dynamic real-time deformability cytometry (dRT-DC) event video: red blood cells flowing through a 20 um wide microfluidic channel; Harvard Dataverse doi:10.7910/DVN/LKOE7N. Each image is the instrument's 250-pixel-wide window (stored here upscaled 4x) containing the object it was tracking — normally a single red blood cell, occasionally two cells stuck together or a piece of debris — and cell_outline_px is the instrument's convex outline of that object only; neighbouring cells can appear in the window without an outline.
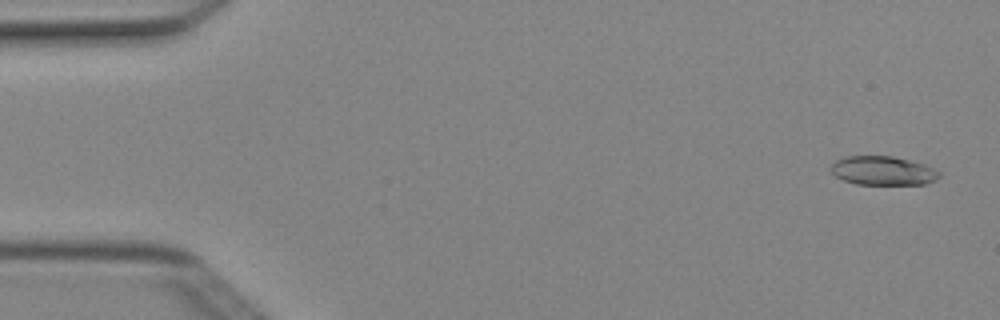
{"species": "Egyptian fruit bat (a non-hibernating species)", "species_latin": "Rousettus aegyptiacus", "temperature_condition": "cold", "stored_images_in_passage": 6, "camera_frame_rate_fps": 3000, "um_per_image_px": 0.085, "animal": {"sex": "female"}, "frame": {"image": 1, "passage_image": 1, "time_ms": 0.0, "image_size_px": [1000, 320], "cell_outline_px": [[940, 176], [936, 180], [924, 184], [856, 184], [844, 180], [836, 176], [828, 168], [836, 160], [844, 156], [892, 156], [924, 164], [940, 172]], "centroid_in_image_um": [75.02, 14.5], "position_along_channel_um": 10.0, "area_um2": 18.21}}
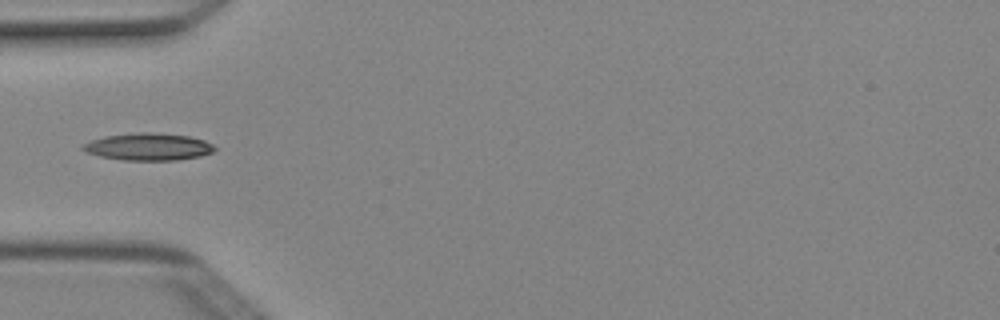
{"frame": {"image": 2, "passage_image": 5, "time_ms": 1.333, "image_size_px": [1000, 320], "cell_outline_px": [[216, 148], [212, 152], [200, 156], [176, 160], [124, 160], [100, 156], [84, 152], [80, 148], [84, 144], [92, 140], [104, 136], [140, 132], [148, 132], [188, 136], [204, 140], [212, 144]], "centroid_in_image_um": [12.59, 12.48], "position_along_channel_um": 72.4, "area_um2": 20.75}}
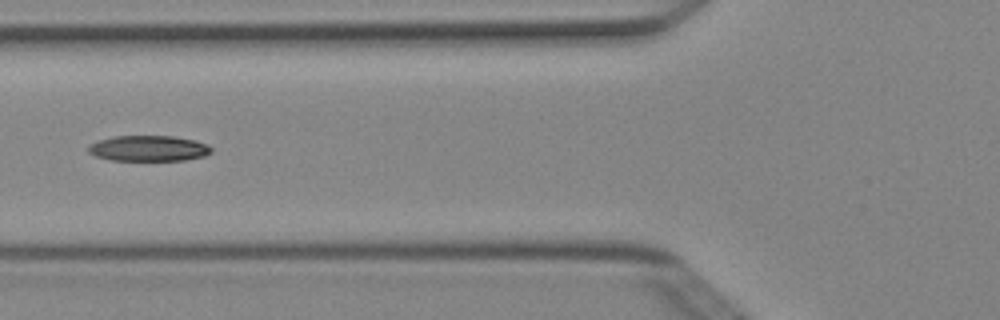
{"frame": {"image": 3, "passage_image": 6, "time_ms": 1.667, "image_size_px": [1000, 320], "cell_outline_px": [[212, 152], [204, 156], [184, 160], [112, 160], [96, 156], [88, 152], [88, 144], [112, 136], [172, 136], [196, 140], [208, 144], [212, 148]], "centroid_in_image_um": [12.64, 12.6], "position_along_channel_um": 113.2, "area_um2": 18.44}}